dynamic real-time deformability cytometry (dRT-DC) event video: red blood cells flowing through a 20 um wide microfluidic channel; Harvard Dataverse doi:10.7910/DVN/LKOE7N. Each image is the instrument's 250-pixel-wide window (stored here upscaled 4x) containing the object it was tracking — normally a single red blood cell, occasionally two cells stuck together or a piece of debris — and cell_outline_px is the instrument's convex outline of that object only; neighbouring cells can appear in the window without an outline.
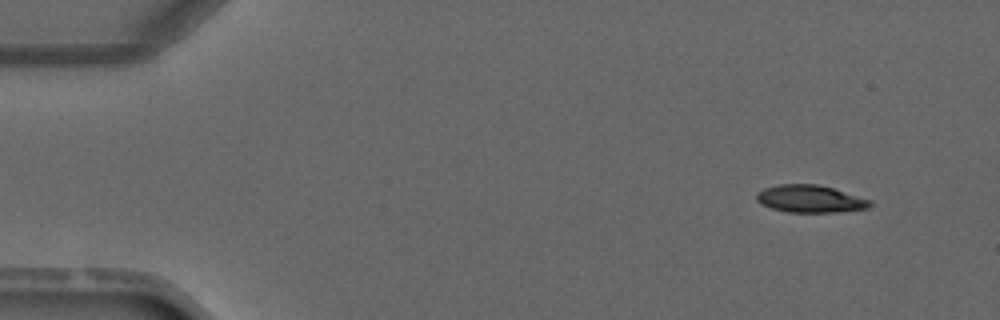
{"species": "common noctule bat (a hibernating species)", "species_latin": "Nyctalus noctula", "temperature_condition": "warm", "stored_images_in_passage": 5, "camera_frame_rate_fps": 3000, "um_per_image_px": 0.085, "animal": {"sex": "male", "forearm_length_mm": 52.5}, "frame": {"image": 1, "passage_image": 1, "time_ms": 0.0, "image_size_px": [1000, 320], "cell_outline_px": [[872, 204], [868, 208], [836, 212], [788, 212], [772, 208], [760, 204], [756, 200], [756, 192], [764, 188], [780, 184], [816, 184], [832, 188], [872, 200]], "centroid_in_image_um": [68.84, 16.9], "position_along_channel_um": 16.2, "area_um2": 18.09}}
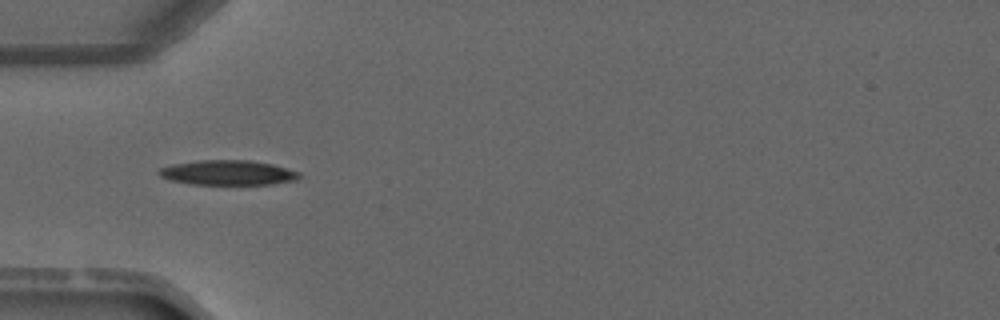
{"frame": {"image": 2, "passage_image": 4, "time_ms": 3.333, "image_size_px": [1000, 320], "cell_outline_px": [[304, 176], [296, 180], [272, 184], [188, 184], [172, 180], [160, 176], [156, 172], [160, 168], [172, 164], [200, 160], [252, 160], [272, 164], [300, 172]], "centroid_in_image_um": [19.39, 14.67], "position_along_channel_um": 65.6, "area_um2": 20.4}}
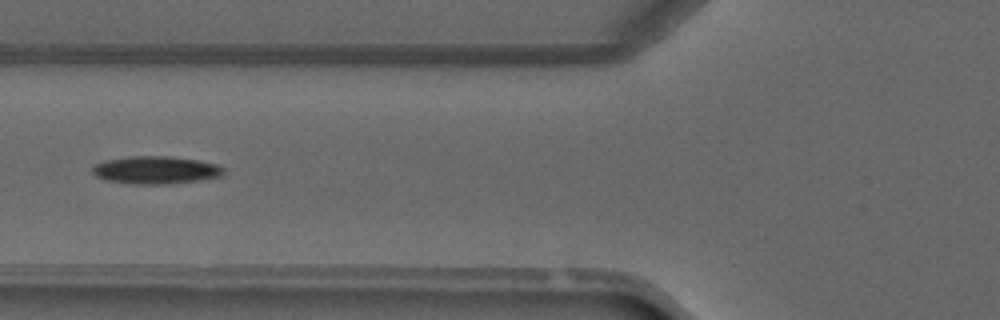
{"frame": {"image": 3, "passage_image": 5, "time_ms": 4.333, "image_size_px": [1000, 320], "cell_outline_px": [[224, 176], [200, 180], [172, 184], [136, 184], [108, 180], [96, 176], [92, 172], [92, 168], [96, 164], [104, 160], [128, 156], [172, 156], [196, 160], [216, 164], [224, 168]], "centroid_in_image_um": [13.27, 14.45], "position_along_channel_um": 112.5, "area_um2": 21.27}}